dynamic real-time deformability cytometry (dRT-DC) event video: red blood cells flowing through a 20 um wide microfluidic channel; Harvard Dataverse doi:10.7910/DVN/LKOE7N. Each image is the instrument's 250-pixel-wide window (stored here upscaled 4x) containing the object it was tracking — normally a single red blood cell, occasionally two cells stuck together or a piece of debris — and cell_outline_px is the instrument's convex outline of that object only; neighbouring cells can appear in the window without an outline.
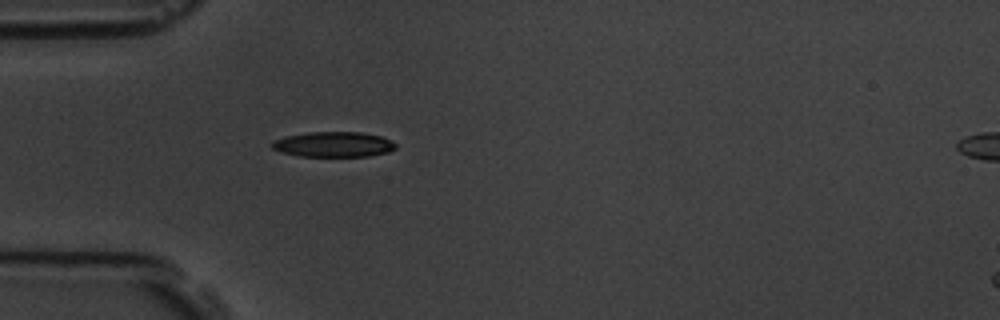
{"species": "common noctule bat (a hibernating species)", "species_latin": "Nyctalus noctula", "temperature_condition": "room temperature", "stored_images_in_passage": 2, "camera_frame_rate_fps": 3000, "um_per_image_px": 0.085, "animal": {"sex": "male", "body_mass_g": 19.5, "forearm_length_mm": 54.6}, "frame": {"image": 1, "passage_image": 1, "time_ms": 0.0, "image_size_px": [1000, 320], "cell_outline_px": [[396, 148], [388, 152], [368, 156], [300, 156], [284, 152], [272, 148], [272, 140], [284, 136], [308, 132], [360, 132], [380, 136], [392, 140], [396, 144]], "centroid_in_image_um": [28.36, 12.26], "position_along_channel_um": 56.6, "area_um2": 18.15}}